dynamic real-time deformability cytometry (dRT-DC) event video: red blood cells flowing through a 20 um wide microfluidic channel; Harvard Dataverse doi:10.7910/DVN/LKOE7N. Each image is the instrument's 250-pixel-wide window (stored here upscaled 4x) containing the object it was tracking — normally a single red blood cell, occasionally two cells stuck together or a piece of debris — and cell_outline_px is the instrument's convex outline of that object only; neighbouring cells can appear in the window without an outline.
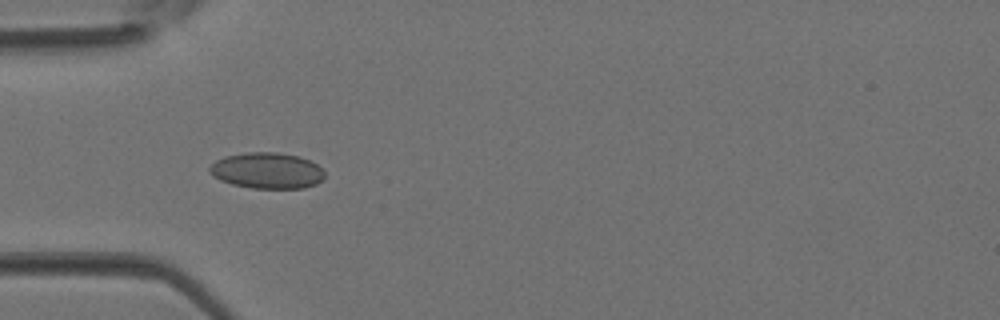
{"species": "Egyptian fruit bat (a non-hibernating species)", "species_latin": "Rousettus aegyptiacus", "temperature_condition": "room temperature", "stored_images_in_passage": 2, "camera_frame_rate_fps": 3000, "um_per_image_px": 0.085, "animal": {"sex": "female"}, "frame": {"image": 1, "passage_image": 2, "time_ms": 0.333, "image_size_px": [1000, 320], "cell_outline_px": [[324, 180], [316, 184], [304, 188], [252, 188], [232, 184], [220, 180], [212, 176], [208, 172], [208, 168], [216, 160], [224, 156], [248, 152], [276, 152], [300, 156], [316, 164], [324, 172]], "centroid_in_image_um": [22.68, 14.5], "position_along_channel_um": 62.3, "area_um2": 24.28}}